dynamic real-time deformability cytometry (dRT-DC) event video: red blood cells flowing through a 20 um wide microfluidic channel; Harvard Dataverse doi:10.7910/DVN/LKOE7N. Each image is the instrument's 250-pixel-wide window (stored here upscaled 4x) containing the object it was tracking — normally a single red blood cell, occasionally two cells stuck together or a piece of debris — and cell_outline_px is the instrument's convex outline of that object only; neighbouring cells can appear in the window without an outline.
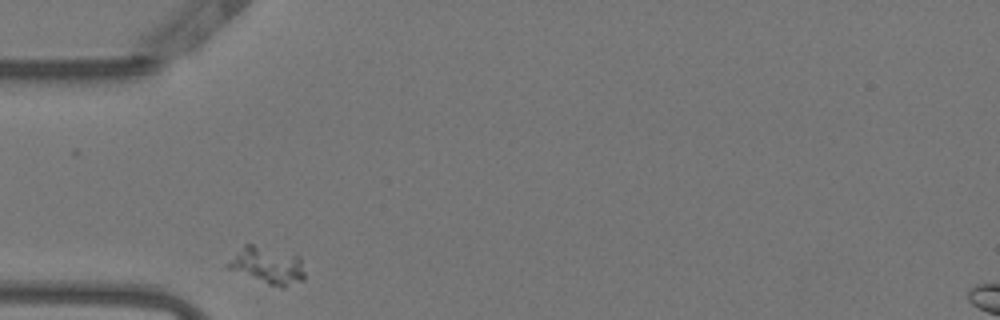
{"species": "Egyptian fruit bat (a non-hibernating species)", "species_latin": "Rousettus aegyptiacus", "temperature_condition": "warm", "stored_images_in_passage": 30, "camera_frame_rate_fps": 3000, "um_per_image_px": 0.085, "animal": {"sex": "female"}, "frame": {"image": 1, "passage_image": 1, "time_ms": 0.0, "image_size_px": [1000, 320], "cell_outline_px": [[304, 280], [284, 288], [280, 288], [268, 284], [228, 268], [224, 264], [244, 244], [252, 244], [300, 256], [304, 272]], "centroid_in_image_um": [22.74, 22.57], "position_along_channel_um": 62.3, "area_um2": 16.47}}
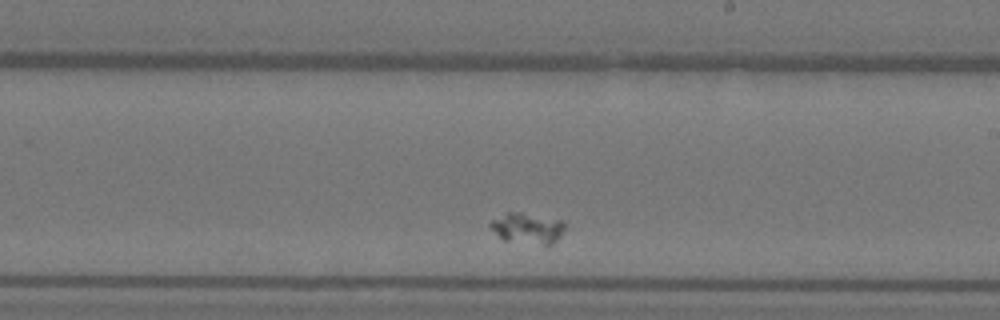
{"frame": {"image": 2, "passage_image": 18, "time_ms": 5.667, "image_size_px": [1000, 320], "cell_outline_px": [[564, 228], [560, 236], [552, 244], [544, 244], [504, 240], [488, 224], [492, 220], [508, 212], [520, 212], [564, 220]], "centroid_in_image_um": [44.86, 19.37], "position_along_channel_um": 244.1, "area_um2": 13.01}}
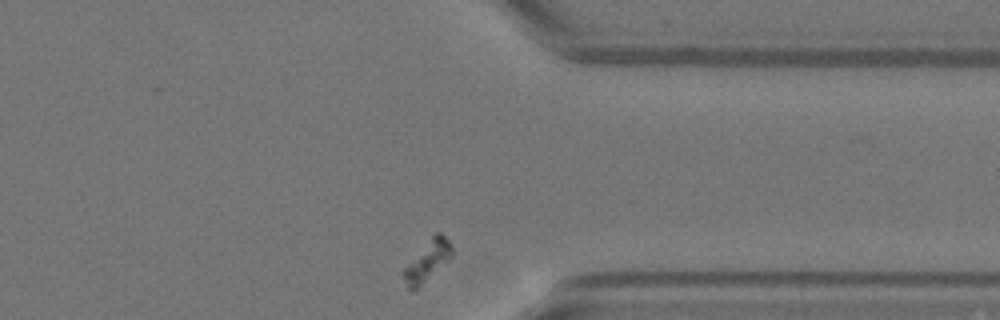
{"frame": {"image": 3, "passage_image": 30, "time_ms": 9.667, "image_size_px": [1000, 320], "cell_outline_px": [[452, 256], [448, 260], [416, 288], [408, 288], [404, 276], [404, 268], [432, 236], [436, 232], [440, 232], [452, 244]], "centroid_in_image_um": [36.38, 22.12], "position_along_channel_um": 375.0, "area_um2": 10.52}}